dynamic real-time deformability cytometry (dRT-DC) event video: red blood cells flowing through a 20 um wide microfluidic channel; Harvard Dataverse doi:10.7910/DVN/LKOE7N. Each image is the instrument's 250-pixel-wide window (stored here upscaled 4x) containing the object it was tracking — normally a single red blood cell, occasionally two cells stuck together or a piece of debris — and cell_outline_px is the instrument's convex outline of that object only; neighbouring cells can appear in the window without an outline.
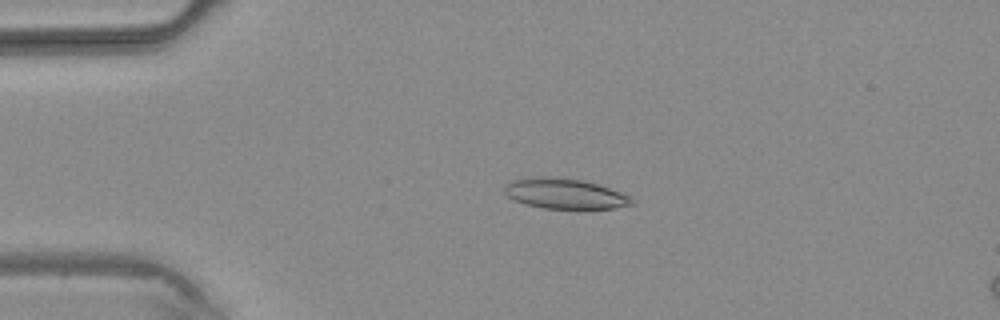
{"species": "common noctule bat (a hibernating species)", "species_latin": "Nyctalus noctula", "temperature_condition": "warm", "stored_images_in_passage": 3, "camera_frame_rate_fps": 3000, "um_per_image_px": 0.085, "animal": {"sex": "male", "body_mass_g": 20.4}, "frame": {"image": 1, "passage_image": 2, "time_ms": 1.667, "image_size_px": [1000, 320], "cell_outline_px": [[632, 204], [612, 208], [544, 208], [524, 204], [508, 196], [504, 192], [504, 184], [512, 180], [532, 176], [552, 176], [584, 180], [620, 192], [628, 196], [632, 200]], "centroid_in_image_um": [47.92, 16.43], "position_along_channel_um": 37.1, "area_um2": 22.31}}